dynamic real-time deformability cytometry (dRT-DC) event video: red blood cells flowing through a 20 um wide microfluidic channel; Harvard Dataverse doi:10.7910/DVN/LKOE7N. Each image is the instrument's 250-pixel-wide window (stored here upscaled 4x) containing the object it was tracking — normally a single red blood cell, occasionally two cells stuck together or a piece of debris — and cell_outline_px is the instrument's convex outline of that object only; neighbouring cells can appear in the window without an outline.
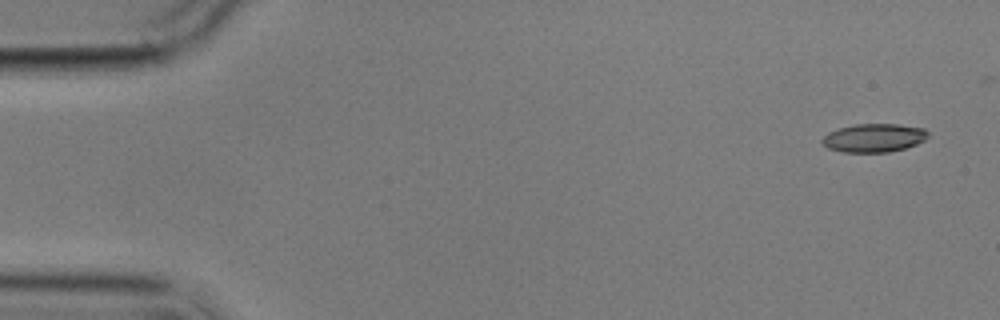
{"species": "common noctule bat (a hibernating species)", "species_latin": "Nyctalus noctula", "temperature_condition": "cold", "stored_images_in_passage": 14, "camera_frame_rate_fps": 3000, "um_per_image_px": 0.085, "animal": {"sex": "male", "body_mass_g": 17.9}, "frame": {"image": 1, "passage_image": 1, "time_ms": 0.0, "image_size_px": [1000, 320], "cell_outline_px": [[928, 136], [924, 140], [916, 144], [904, 148], [888, 152], [844, 152], [828, 148], [820, 140], [828, 132], [840, 128], [856, 124], [900, 124], [924, 128], [928, 132]], "centroid_in_image_um": [74.29, 11.71], "position_along_channel_um": 10.7, "area_um2": 17.46}}
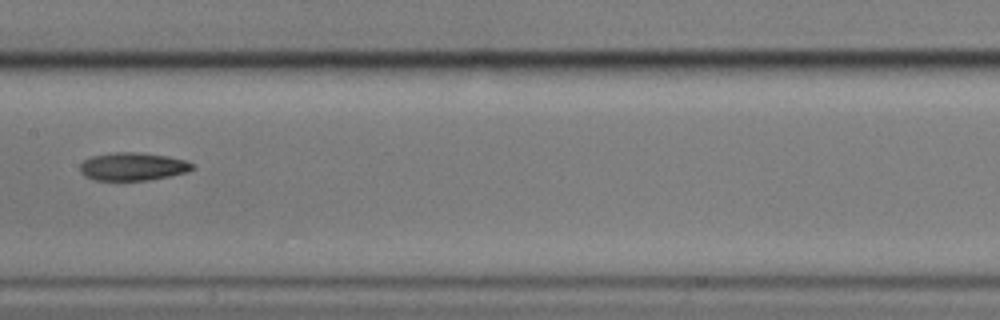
{"frame": {"image": 2, "passage_image": 7, "time_ms": 8.667, "image_size_px": [1000, 320], "cell_outline_px": [[196, 168], [188, 172], [148, 180], [96, 180], [84, 176], [80, 172], [80, 164], [84, 160], [92, 156], [112, 152], [136, 152], [168, 156], [188, 160], [196, 164]], "centroid_in_image_um": [11.34, 14.15], "position_along_channel_um": 196.1, "area_um2": 18.55}}
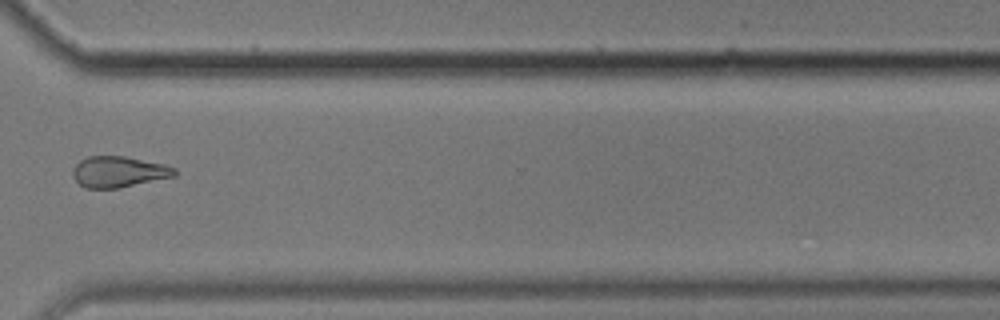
{"frame": {"image": 3, "passage_image": 11, "time_ms": 13.333, "image_size_px": [1000, 320], "cell_outline_px": [[176, 176], [120, 188], [84, 188], [72, 176], [72, 172], [76, 164], [80, 160], [88, 156], [124, 156], [164, 164], [176, 168]], "centroid_in_image_um": [10.09, 14.61], "position_along_channel_um": 360.5, "area_um2": 18.44}, "authors_computed_cell_mechanics": {"area_um2": 18.9006, "velocity_mm_per_s": 3.5361, "shape_relaxation_time_tau1_ms": null, "shape_relaxation_time_tau2_ms": 8.4995, "deformation_change_tau1": null, "deformation_change_tau2": 0.1806}}